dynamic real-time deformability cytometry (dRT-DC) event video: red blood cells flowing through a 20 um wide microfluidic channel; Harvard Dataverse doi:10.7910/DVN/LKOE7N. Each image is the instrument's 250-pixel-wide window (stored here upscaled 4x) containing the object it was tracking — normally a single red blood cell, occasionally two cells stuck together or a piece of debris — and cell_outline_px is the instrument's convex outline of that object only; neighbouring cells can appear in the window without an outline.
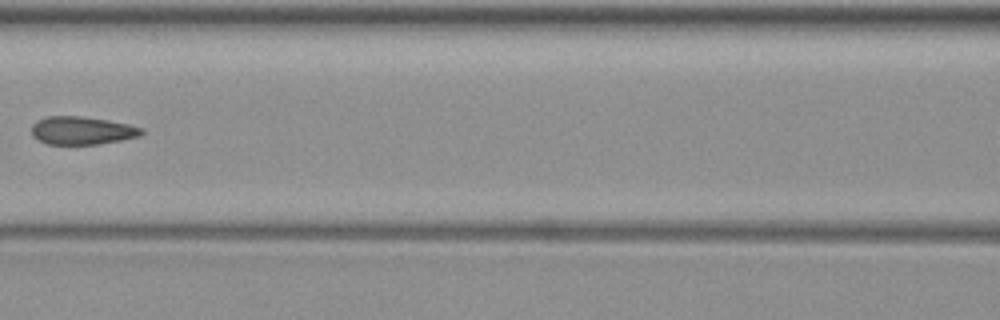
{"species": "common noctule bat (a hibernating species)", "species_latin": "Nyctalus noctula", "temperature_condition": "warm", "stored_images_in_passage": 6, "camera_frame_rate_fps": 3000, "um_per_image_px": 0.085, "animal": {"sex": "female", "body_mass_g": 19.3, "forearm_length_mm": 54.1}, "frame": {"image": 1, "passage_image": 6, "time_ms": 6.0, "image_size_px": [1000, 320], "cell_outline_px": [[144, 132], [140, 136], [100, 144], [48, 144], [36, 140], [32, 136], [32, 124], [36, 120], [44, 116], [80, 116], [108, 120], [128, 124], [144, 128]], "centroid_in_image_um": [6.94, 11.09], "position_along_channel_um": 159.7, "area_um2": 18.15}}